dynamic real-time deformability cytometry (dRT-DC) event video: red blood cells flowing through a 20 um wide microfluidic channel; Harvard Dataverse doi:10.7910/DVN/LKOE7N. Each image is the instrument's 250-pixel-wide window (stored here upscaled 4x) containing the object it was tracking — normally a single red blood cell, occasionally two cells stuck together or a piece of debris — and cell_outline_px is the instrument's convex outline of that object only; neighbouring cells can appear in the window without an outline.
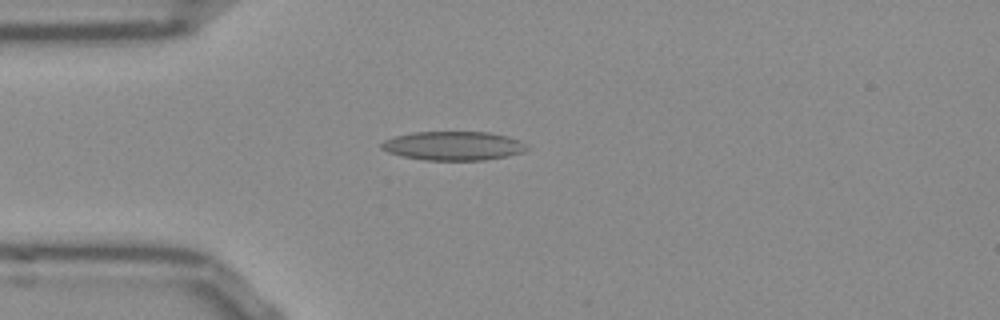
{"species": "Egyptian fruit bat (a non-hibernating species)", "species_latin": "Rousettus aegyptiacus", "temperature_condition": "room temperature", "stored_images_in_passage": 40, "camera_frame_rate_fps": 3000, "um_per_image_px": 0.085, "frame": {"image": 1, "passage_image": 1, "time_ms": 0.0, "image_size_px": [1000, 320], "cell_outline_px": [[528, 148], [524, 152], [508, 156], [480, 160], [424, 160], [404, 156], [388, 152], [380, 148], [380, 144], [384, 140], [396, 136], [412, 132], [488, 132], [508, 136], [520, 140]], "centroid_in_image_um": [38.53, 12.39], "position_along_channel_um": 46.5, "area_um2": 24.45}}
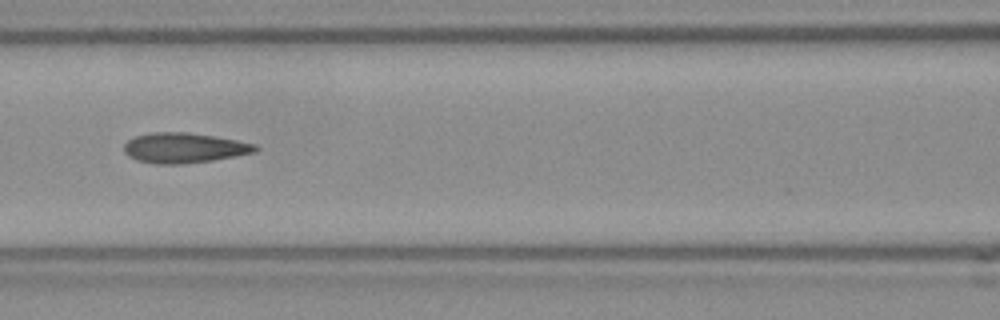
{"frame": {"image": 2, "passage_image": 10, "time_ms": 3.0, "image_size_px": [1000, 320], "cell_outline_px": [[260, 148], [256, 152], [212, 160], [180, 164], [156, 164], [136, 160], [128, 156], [124, 152], [124, 144], [128, 140], [136, 136], [152, 132], [188, 132], [236, 140], [256, 144]], "centroid_in_image_um": [15.63, 12.57], "position_along_channel_um": 151.0, "area_um2": 23.0}}
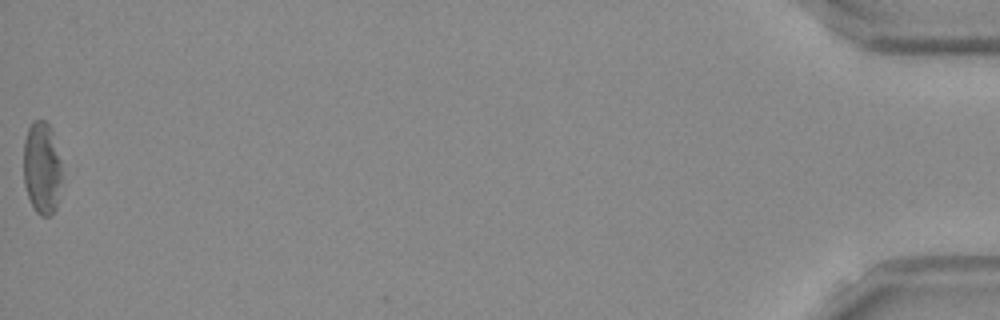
{"frame": {"image": 3, "passage_image": 40, "time_ms": 13.0, "image_size_px": [1000, 320], "cell_outline_px": [[60, 180], [56, 208], [48, 216], [40, 216], [36, 212], [28, 196], [24, 184], [24, 140], [28, 128], [32, 120], [44, 120], [52, 128], [60, 160]], "centroid_in_image_um": [3.54, 14.24], "position_along_channel_um": 431.7, "area_um2": 20.46}, "authors_computed_cell_mechanics": {"area_um2": 22.5709, "velocity_mm_per_s": 3.8561, "shape_relaxation_time_tau1_ms": null, "shape_relaxation_time_tau2_ms": 2.761, "deformation_change_tau1": null, "deformation_change_tau2": 0.1174}}